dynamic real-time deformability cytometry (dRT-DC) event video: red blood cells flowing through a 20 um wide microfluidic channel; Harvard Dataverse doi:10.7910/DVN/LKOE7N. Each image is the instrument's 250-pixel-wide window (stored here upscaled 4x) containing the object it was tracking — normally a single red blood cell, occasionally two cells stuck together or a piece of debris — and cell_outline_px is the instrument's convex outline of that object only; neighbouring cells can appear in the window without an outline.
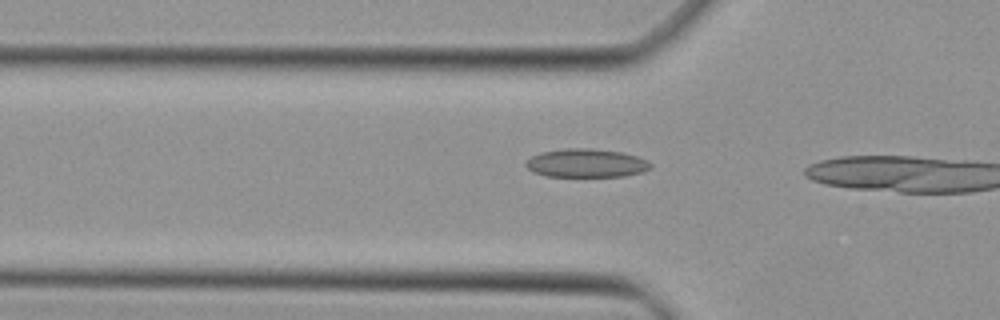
{"species": "Egyptian fruit bat (a non-hibernating species)", "species_latin": "Rousettus aegyptiacus", "temperature_condition": "cold", "stored_images_in_passage": 4, "camera_frame_rate_fps": 3000, "um_per_image_px": 0.085, "animal": {"sex": "female"}, "frame": {"image": 1, "passage_image": 3, "time_ms": 0.667, "image_size_px": [1000, 320], "cell_outline_px": [[652, 168], [640, 172], [624, 176], [544, 176], [532, 172], [524, 164], [532, 156], [540, 152], [564, 148], [592, 148], [620, 152], [636, 156], [648, 160], [652, 164]], "centroid_in_image_um": [49.82, 13.86], "position_along_channel_um": 76.0, "area_um2": 20.75}}